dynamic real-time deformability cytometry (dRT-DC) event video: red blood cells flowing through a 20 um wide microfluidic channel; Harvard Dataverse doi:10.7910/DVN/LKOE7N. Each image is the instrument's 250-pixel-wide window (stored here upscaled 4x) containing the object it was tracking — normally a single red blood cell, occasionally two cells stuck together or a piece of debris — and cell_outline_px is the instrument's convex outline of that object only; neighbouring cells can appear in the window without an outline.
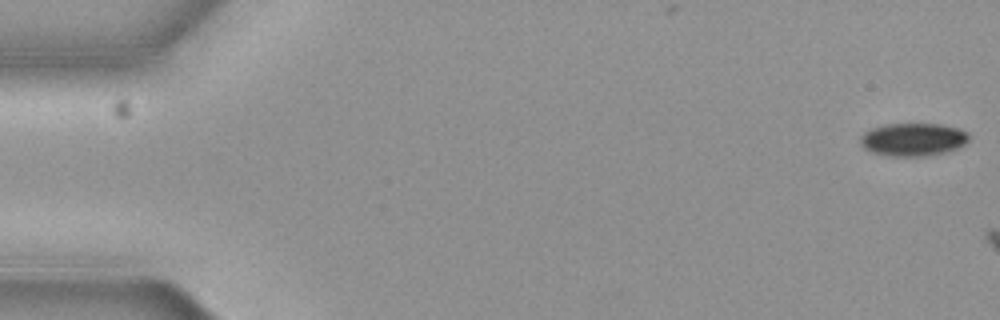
{"species": "common noctule bat (a hibernating species)", "species_latin": "Nyctalus noctula", "temperature_condition": "cold", "stored_images_in_passage": 2, "camera_frame_rate_fps": 3000, "um_per_image_px": 0.085, "animal": {"sex": "female", "body_mass_g": 19.3, "forearm_length_mm": 54.1}, "frame": {"image": 1, "passage_image": 1, "time_ms": 0.0, "image_size_px": [1000, 320], "cell_outline_px": [[968, 140], [964, 144], [948, 152], [924, 156], [892, 156], [872, 152], [864, 148], [860, 144], [860, 136], [864, 132], [872, 128], [884, 124], [940, 124], [956, 128], [968, 132]], "centroid_in_image_um": [77.59, 11.85], "position_along_channel_um": 7.4, "area_um2": 20.81}}